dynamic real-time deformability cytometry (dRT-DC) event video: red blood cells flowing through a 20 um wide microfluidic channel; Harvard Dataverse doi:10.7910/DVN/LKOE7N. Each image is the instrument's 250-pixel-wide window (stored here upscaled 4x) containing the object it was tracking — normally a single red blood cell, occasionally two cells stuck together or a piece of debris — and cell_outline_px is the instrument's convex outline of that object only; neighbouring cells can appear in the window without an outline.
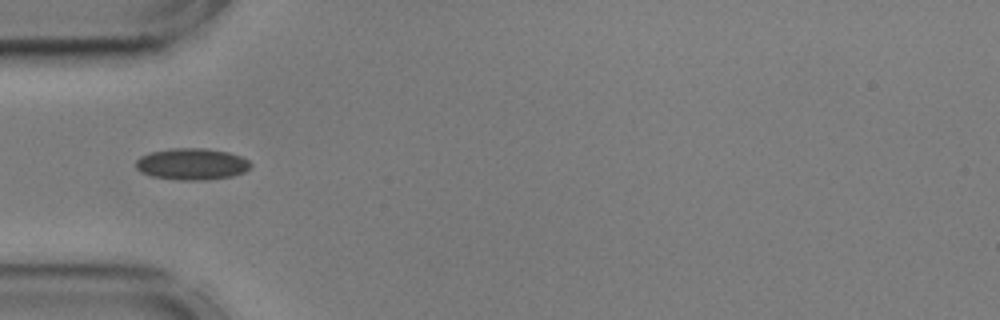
{"species": "common noctule bat (a hibernating species)", "species_latin": "Nyctalus noctula", "temperature_condition": "cold", "stored_images_in_passage": 7, "camera_frame_rate_fps": 3000, "um_per_image_px": 0.085, "animal": {"sex": "male", "body_mass_g": 17.9, "forearm_length_mm": 54.2}, "frame": {"image": 1, "passage_image": 1, "time_ms": 0.0, "image_size_px": [1000, 320], "cell_outline_px": [[252, 168], [244, 172], [232, 176], [204, 180], [180, 180], [152, 176], [140, 172], [136, 168], [136, 160], [140, 156], [152, 152], [172, 148], [204, 148], [228, 152], [240, 156], [248, 160], [252, 164]], "centroid_in_image_um": [16.32, 13.94], "position_along_channel_um": 68.7, "area_um2": 21.15}}